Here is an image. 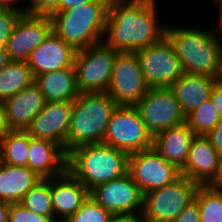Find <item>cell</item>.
Instances as JSON below:
<instances>
[{
    "label": "cell",
    "mask_w": 222,
    "mask_h": 222,
    "mask_svg": "<svg viewBox=\"0 0 222 222\" xmlns=\"http://www.w3.org/2000/svg\"><path fill=\"white\" fill-rule=\"evenodd\" d=\"M157 1L111 0L103 42L118 52H135L160 41L167 24L159 19Z\"/></svg>",
    "instance_id": "1"
},
{
    "label": "cell",
    "mask_w": 222,
    "mask_h": 222,
    "mask_svg": "<svg viewBox=\"0 0 222 222\" xmlns=\"http://www.w3.org/2000/svg\"><path fill=\"white\" fill-rule=\"evenodd\" d=\"M167 25L165 36L172 43L184 73L215 77L222 51L220 34L213 28Z\"/></svg>",
    "instance_id": "2"
},
{
    "label": "cell",
    "mask_w": 222,
    "mask_h": 222,
    "mask_svg": "<svg viewBox=\"0 0 222 222\" xmlns=\"http://www.w3.org/2000/svg\"><path fill=\"white\" fill-rule=\"evenodd\" d=\"M111 0L89 3L50 14L53 31L76 51L103 41Z\"/></svg>",
    "instance_id": "3"
},
{
    "label": "cell",
    "mask_w": 222,
    "mask_h": 222,
    "mask_svg": "<svg viewBox=\"0 0 222 222\" xmlns=\"http://www.w3.org/2000/svg\"><path fill=\"white\" fill-rule=\"evenodd\" d=\"M128 154L104 143L77 147L67 154V170L90 192L128 171Z\"/></svg>",
    "instance_id": "4"
},
{
    "label": "cell",
    "mask_w": 222,
    "mask_h": 222,
    "mask_svg": "<svg viewBox=\"0 0 222 222\" xmlns=\"http://www.w3.org/2000/svg\"><path fill=\"white\" fill-rule=\"evenodd\" d=\"M116 107V102L106 92L80 93L73 101L67 154L83 145L102 143Z\"/></svg>",
    "instance_id": "5"
},
{
    "label": "cell",
    "mask_w": 222,
    "mask_h": 222,
    "mask_svg": "<svg viewBox=\"0 0 222 222\" xmlns=\"http://www.w3.org/2000/svg\"><path fill=\"white\" fill-rule=\"evenodd\" d=\"M198 184L180 176L173 183L143 194L146 222H173L194 201Z\"/></svg>",
    "instance_id": "6"
},
{
    "label": "cell",
    "mask_w": 222,
    "mask_h": 222,
    "mask_svg": "<svg viewBox=\"0 0 222 222\" xmlns=\"http://www.w3.org/2000/svg\"><path fill=\"white\" fill-rule=\"evenodd\" d=\"M102 143L130 155L152 148L153 136L135 106L117 105L110 117Z\"/></svg>",
    "instance_id": "7"
},
{
    "label": "cell",
    "mask_w": 222,
    "mask_h": 222,
    "mask_svg": "<svg viewBox=\"0 0 222 222\" xmlns=\"http://www.w3.org/2000/svg\"><path fill=\"white\" fill-rule=\"evenodd\" d=\"M117 53L103 41L76 52L74 68L80 93L107 91Z\"/></svg>",
    "instance_id": "8"
},
{
    "label": "cell",
    "mask_w": 222,
    "mask_h": 222,
    "mask_svg": "<svg viewBox=\"0 0 222 222\" xmlns=\"http://www.w3.org/2000/svg\"><path fill=\"white\" fill-rule=\"evenodd\" d=\"M135 53L142 75L150 88L170 87L184 73L181 61L166 36Z\"/></svg>",
    "instance_id": "9"
},
{
    "label": "cell",
    "mask_w": 222,
    "mask_h": 222,
    "mask_svg": "<svg viewBox=\"0 0 222 222\" xmlns=\"http://www.w3.org/2000/svg\"><path fill=\"white\" fill-rule=\"evenodd\" d=\"M135 52H118L106 93L117 105L134 106L149 90Z\"/></svg>",
    "instance_id": "10"
},
{
    "label": "cell",
    "mask_w": 222,
    "mask_h": 222,
    "mask_svg": "<svg viewBox=\"0 0 222 222\" xmlns=\"http://www.w3.org/2000/svg\"><path fill=\"white\" fill-rule=\"evenodd\" d=\"M134 106L152 136L186 122V117L169 87L149 88Z\"/></svg>",
    "instance_id": "11"
},
{
    "label": "cell",
    "mask_w": 222,
    "mask_h": 222,
    "mask_svg": "<svg viewBox=\"0 0 222 222\" xmlns=\"http://www.w3.org/2000/svg\"><path fill=\"white\" fill-rule=\"evenodd\" d=\"M127 172L143 194L169 185L181 176L180 170L153 148L130 154Z\"/></svg>",
    "instance_id": "12"
},
{
    "label": "cell",
    "mask_w": 222,
    "mask_h": 222,
    "mask_svg": "<svg viewBox=\"0 0 222 222\" xmlns=\"http://www.w3.org/2000/svg\"><path fill=\"white\" fill-rule=\"evenodd\" d=\"M52 31L53 24L50 15L23 13L7 39L6 51L10 61H27L31 52Z\"/></svg>",
    "instance_id": "13"
},
{
    "label": "cell",
    "mask_w": 222,
    "mask_h": 222,
    "mask_svg": "<svg viewBox=\"0 0 222 222\" xmlns=\"http://www.w3.org/2000/svg\"><path fill=\"white\" fill-rule=\"evenodd\" d=\"M89 196L111 214L138 213L143 209V193L128 172L96 186Z\"/></svg>",
    "instance_id": "14"
},
{
    "label": "cell",
    "mask_w": 222,
    "mask_h": 222,
    "mask_svg": "<svg viewBox=\"0 0 222 222\" xmlns=\"http://www.w3.org/2000/svg\"><path fill=\"white\" fill-rule=\"evenodd\" d=\"M73 101L46 102L25 130L31 137L60 145L67 154V135Z\"/></svg>",
    "instance_id": "15"
},
{
    "label": "cell",
    "mask_w": 222,
    "mask_h": 222,
    "mask_svg": "<svg viewBox=\"0 0 222 222\" xmlns=\"http://www.w3.org/2000/svg\"><path fill=\"white\" fill-rule=\"evenodd\" d=\"M76 50L65 44L52 31L48 37L30 54L27 63L34 79L41 74L64 68H74Z\"/></svg>",
    "instance_id": "16"
},
{
    "label": "cell",
    "mask_w": 222,
    "mask_h": 222,
    "mask_svg": "<svg viewBox=\"0 0 222 222\" xmlns=\"http://www.w3.org/2000/svg\"><path fill=\"white\" fill-rule=\"evenodd\" d=\"M45 103L44 95L35 82L5 100L3 106L10 131H25Z\"/></svg>",
    "instance_id": "17"
},
{
    "label": "cell",
    "mask_w": 222,
    "mask_h": 222,
    "mask_svg": "<svg viewBox=\"0 0 222 222\" xmlns=\"http://www.w3.org/2000/svg\"><path fill=\"white\" fill-rule=\"evenodd\" d=\"M55 219L68 220L88 198L89 191L68 170L50 178Z\"/></svg>",
    "instance_id": "18"
},
{
    "label": "cell",
    "mask_w": 222,
    "mask_h": 222,
    "mask_svg": "<svg viewBox=\"0 0 222 222\" xmlns=\"http://www.w3.org/2000/svg\"><path fill=\"white\" fill-rule=\"evenodd\" d=\"M219 154L203 135L193 139L185 166L180 173L198 185H208L214 178Z\"/></svg>",
    "instance_id": "19"
},
{
    "label": "cell",
    "mask_w": 222,
    "mask_h": 222,
    "mask_svg": "<svg viewBox=\"0 0 222 222\" xmlns=\"http://www.w3.org/2000/svg\"><path fill=\"white\" fill-rule=\"evenodd\" d=\"M27 167L41 179H50L67 170V154L55 142L30 136Z\"/></svg>",
    "instance_id": "20"
},
{
    "label": "cell",
    "mask_w": 222,
    "mask_h": 222,
    "mask_svg": "<svg viewBox=\"0 0 222 222\" xmlns=\"http://www.w3.org/2000/svg\"><path fill=\"white\" fill-rule=\"evenodd\" d=\"M195 136L196 134L185 122L155 134L152 148L167 162L174 164L181 170L186 164L190 146Z\"/></svg>",
    "instance_id": "21"
},
{
    "label": "cell",
    "mask_w": 222,
    "mask_h": 222,
    "mask_svg": "<svg viewBox=\"0 0 222 222\" xmlns=\"http://www.w3.org/2000/svg\"><path fill=\"white\" fill-rule=\"evenodd\" d=\"M215 79L199 74L183 73L169 89L180 105L182 113L189 115L194 109L210 99Z\"/></svg>",
    "instance_id": "22"
},
{
    "label": "cell",
    "mask_w": 222,
    "mask_h": 222,
    "mask_svg": "<svg viewBox=\"0 0 222 222\" xmlns=\"http://www.w3.org/2000/svg\"><path fill=\"white\" fill-rule=\"evenodd\" d=\"M34 82L39 86L46 102L74 101L80 94L75 68H64L38 75Z\"/></svg>",
    "instance_id": "23"
},
{
    "label": "cell",
    "mask_w": 222,
    "mask_h": 222,
    "mask_svg": "<svg viewBox=\"0 0 222 222\" xmlns=\"http://www.w3.org/2000/svg\"><path fill=\"white\" fill-rule=\"evenodd\" d=\"M40 180L28 167L0 162V199L9 203L21 202L24 195Z\"/></svg>",
    "instance_id": "24"
},
{
    "label": "cell",
    "mask_w": 222,
    "mask_h": 222,
    "mask_svg": "<svg viewBox=\"0 0 222 222\" xmlns=\"http://www.w3.org/2000/svg\"><path fill=\"white\" fill-rule=\"evenodd\" d=\"M34 80L27 61H10L0 71V102L30 86Z\"/></svg>",
    "instance_id": "25"
},
{
    "label": "cell",
    "mask_w": 222,
    "mask_h": 222,
    "mask_svg": "<svg viewBox=\"0 0 222 222\" xmlns=\"http://www.w3.org/2000/svg\"><path fill=\"white\" fill-rule=\"evenodd\" d=\"M29 148L30 135L26 131H9L0 141V162L27 167Z\"/></svg>",
    "instance_id": "26"
},
{
    "label": "cell",
    "mask_w": 222,
    "mask_h": 222,
    "mask_svg": "<svg viewBox=\"0 0 222 222\" xmlns=\"http://www.w3.org/2000/svg\"><path fill=\"white\" fill-rule=\"evenodd\" d=\"M194 201L198 205L200 222H222V188L199 185Z\"/></svg>",
    "instance_id": "27"
},
{
    "label": "cell",
    "mask_w": 222,
    "mask_h": 222,
    "mask_svg": "<svg viewBox=\"0 0 222 222\" xmlns=\"http://www.w3.org/2000/svg\"><path fill=\"white\" fill-rule=\"evenodd\" d=\"M20 203L36 214L54 216L50 179H41L24 195Z\"/></svg>",
    "instance_id": "28"
},
{
    "label": "cell",
    "mask_w": 222,
    "mask_h": 222,
    "mask_svg": "<svg viewBox=\"0 0 222 222\" xmlns=\"http://www.w3.org/2000/svg\"><path fill=\"white\" fill-rule=\"evenodd\" d=\"M222 119L211 99L204 101L186 116L188 127L196 134L206 136Z\"/></svg>",
    "instance_id": "29"
},
{
    "label": "cell",
    "mask_w": 222,
    "mask_h": 222,
    "mask_svg": "<svg viewBox=\"0 0 222 222\" xmlns=\"http://www.w3.org/2000/svg\"><path fill=\"white\" fill-rule=\"evenodd\" d=\"M111 213L104 209L93 198H88L83 202L78 211L69 219V222H109Z\"/></svg>",
    "instance_id": "30"
},
{
    "label": "cell",
    "mask_w": 222,
    "mask_h": 222,
    "mask_svg": "<svg viewBox=\"0 0 222 222\" xmlns=\"http://www.w3.org/2000/svg\"><path fill=\"white\" fill-rule=\"evenodd\" d=\"M23 13L21 10L13 7L0 9V49H6L7 39Z\"/></svg>",
    "instance_id": "31"
},
{
    "label": "cell",
    "mask_w": 222,
    "mask_h": 222,
    "mask_svg": "<svg viewBox=\"0 0 222 222\" xmlns=\"http://www.w3.org/2000/svg\"><path fill=\"white\" fill-rule=\"evenodd\" d=\"M54 216H42L36 214L26 207H24L20 202L11 203L8 222H54Z\"/></svg>",
    "instance_id": "32"
},
{
    "label": "cell",
    "mask_w": 222,
    "mask_h": 222,
    "mask_svg": "<svg viewBox=\"0 0 222 222\" xmlns=\"http://www.w3.org/2000/svg\"><path fill=\"white\" fill-rule=\"evenodd\" d=\"M60 0H29L28 13L32 15H50Z\"/></svg>",
    "instance_id": "33"
},
{
    "label": "cell",
    "mask_w": 222,
    "mask_h": 222,
    "mask_svg": "<svg viewBox=\"0 0 222 222\" xmlns=\"http://www.w3.org/2000/svg\"><path fill=\"white\" fill-rule=\"evenodd\" d=\"M173 222H200V213L195 201L190 203Z\"/></svg>",
    "instance_id": "34"
},
{
    "label": "cell",
    "mask_w": 222,
    "mask_h": 222,
    "mask_svg": "<svg viewBox=\"0 0 222 222\" xmlns=\"http://www.w3.org/2000/svg\"><path fill=\"white\" fill-rule=\"evenodd\" d=\"M219 155L222 154V120L206 135Z\"/></svg>",
    "instance_id": "35"
},
{
    "label": "cell",
    "mask_w": 222,
    "mask_h": 222,
    "mask_svg": "<svg viewBox=\"0 0 222 222\" xmlns=\"http://www.w3.org/2000/svg\"><path fill=\"white\" fill-rule=\"evenodd\" d=\"M109 222H146L142 212L112 214Z\"/></svg>",
    "instance_id": "36"
},
{
    "label": "cell",
    "mask_w": 222,
    "mask_h": 222,
    "mask_svg": "<svg viewBox=\"0 0 222 222\" xmlns=\"http://www.w3.org/2000/svg\"><path fill=\"white\" fill-rule=\"evenodd\" d=\"M210 99L222 119V85L215 83Z\"/></svg>",
    "instance_id": "37"
},
{
    "label": "cell",
    "mask_w": 222,
    "mask_h": 222,
    "mask_svg": "<svg viewBox=\"0 0 222 222\" xmlns=\"http://www.w3.org/2000/svg\"><path fill=\"white\" fill-rule=\"evenodd\" d=\"M93 0H60L58 7L53 12H59L66 9L74 8L86 3H89Z\"/></svg>",
    "instance_id": "38"
},
{
    "label": "cell",
    "mask_w": 222,
    "mask_h": 222,
    "mask_svg": "<svg viewBox=\"0 0 222 222\" xmlns=\"http://www.w3.org/2000/svg\"><path fill=\"white\" fill-rule=\"evenodd\" d=\"M208 186L213 188H222V154L219 155L218 165L215 176L213 180L208 184Z\"/></svg>",
    "instance_id": "39"
},
{
    "label": "cell",
    "mask_w": 222,
    "mask_h": 222,
    "mask_svg": "<svg viewBox=\"0 0 222 222\" xmlns=\"http://www.w3.org/2000/svg\"><path fill=\"white\" fill-rule=\"evenodd\" d=\"M10 131L6 116H5V109L3 103L0 102V141L6 136V134Z\"/></svg>",
    "instance_id": "40"
},
{
    "label": "cell",
    "mask_w": 222,
    "mask_h": 222,
    "mask_svg": "<svg viewBox=\"0 0 222 222\" xmlns=\"http://www.w3.org/2000/svg\"><path fill=\"white\" fill-rule=\"evenodd\" d=\"M1 1L6 7H13V8L21 10L24 13H28L29 0H27V3H26V0L25 2L24 0H1ZM21 3L25 5H20Z\"/></svg>",
    "instance_id": "41"
},
{
    "label": "cell",
    "mask_w": 222,
    "mask_h": 222,
    "mask_svg": "<svg viewBox=\"0 0 222 222\" xmlns=\"http://www.w3.org/2000/svg\"><path fill=\"white\" fill-rule=\"evenodd\" d=\"M11 203L0 199V222H8Z\"/></svg>",
    "instance_id": "42"
},
{
    "label": "cell",
    "mask_w": 222,
    "mask_h": 222,
    "mask_svg": "<svg viewBox=\"0 0 222 222\" xmlns=\"http://www.w3.org/2000/svg\"><path fill=\"white\" fill-rule=\"evenodd\" d=\"M210 1H212L211 3L214 7L219 8V15L217 18V20L219 21H217L218 22L216 26L217 29L215 28V30L219 34H221L222 33V0H210Z\"/></svg>",
    "instance_id": "43"
},
{
    "label": "cell",
    "mask_w": 222,
    "mask_h": 222,
    "mask_svg": "<svg viewBox=\"0 0 222 222\" xmlns=\"http://www.w3.org/2000/svg\"><path fill=\"white\" fill-rule=\"evenodd\" d=\"M214 79L217 84L222 85V51L219 56V62Z\"/></svg>",
    "instance_id": "44"
},
{
    "label": "cell",
    "mask_w": 222,
    "mask_h": 222,
    "mask_svg": "<svg viewBox=\"0 0 222 222\" xmlns=\"http://www.w3.org/2000/svg\"><path fill=\"white\" fill-rule=\"evenodd\" d=\"M10 62L6 49H0V71Z\"/></svg>",
    "instance_id": "45"
},
{
    "label": "cell",
    "mask_w": 222,
    "mask_h": 222,
    "mask_svg": "<svg viewBox=\"0 0 222 222\" xmlns=\"http://www.w3.org/2000/svg\"><path fill=\"white\" fill-rule=\"evenodd\" d=\"M54 222H69L68 220L65 219H55Z\"/></svg>",
    "instance_id": "46"
},
{
    "label": "cell",
    "mask_w": 222,
    "mask_h": 222,
    "mask_svg": "<svg viewBox=\"0 0 222 222\" xmlns=\"http://www.w3.org/2000/svg\"><path fill=\"white\" fill-rule=\"evenodd\" d=\"M6 6L2 3V1L0 0V9L5 8Z\"/></svg>",
    "instance_id": "47"
}]
</instances>
